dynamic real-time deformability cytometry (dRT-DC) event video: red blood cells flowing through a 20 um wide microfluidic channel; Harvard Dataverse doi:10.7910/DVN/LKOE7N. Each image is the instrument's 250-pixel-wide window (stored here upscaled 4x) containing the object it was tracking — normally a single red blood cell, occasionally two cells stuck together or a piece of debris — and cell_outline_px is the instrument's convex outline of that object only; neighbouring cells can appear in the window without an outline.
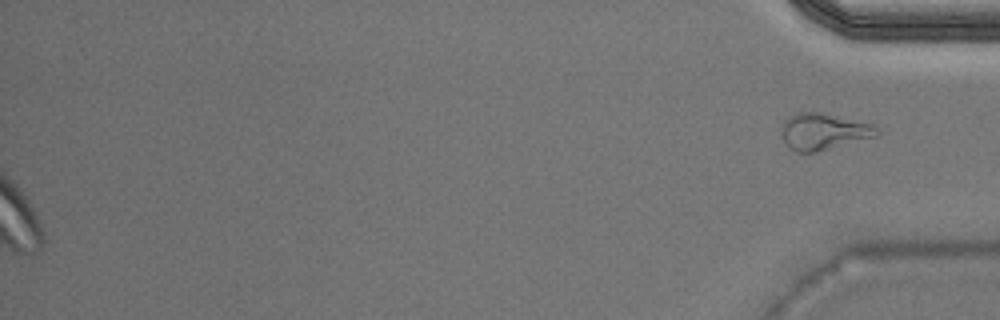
{"species": "Egyptian fruit bat (a non-hibernating species)", "species_latin": "Rousettus aegyptiacus", "temperature_condition": "warm", "stored_images_in_passage": 42, "segment_of_instrument_passage": [2, 2], "camera_frame_rate_fps": 3000, "um_per_image_px": 0.085, "animal": {"sex": "male"}, "frame": {"image": 1, "passage_image": 42, "time_ms": 13.667, "image_size_px": [1000, 320], "cell_outline_px": [[880, 132], [876, 136], [816, 152], [796, 152], [784, 140], [780, 128], [784, 120], [796, 112], [824, 112], [872, 124], [880, 128]], "centroid_in_image_um": [70.01, 11.15], "position_along_channel_um": 365.2, "area_um2": 20.29}}